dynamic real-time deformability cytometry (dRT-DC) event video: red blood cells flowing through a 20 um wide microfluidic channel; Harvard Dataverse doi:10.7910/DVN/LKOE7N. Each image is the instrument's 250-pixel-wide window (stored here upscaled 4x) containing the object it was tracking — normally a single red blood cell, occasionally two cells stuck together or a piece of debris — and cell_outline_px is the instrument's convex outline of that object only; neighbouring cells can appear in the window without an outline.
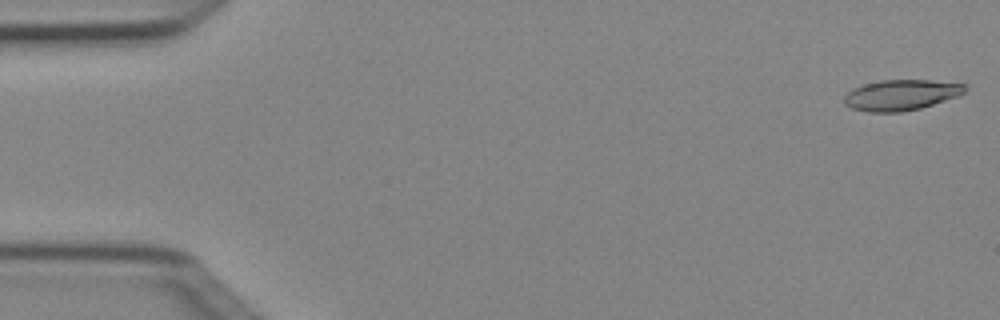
{"species": "Egyptian fruit bat (a non-hibernating species)", "species_latin": "Rousettus aegyptiacus", "temperature_condition": "cold", "stored_images_in_passage": 4, "camera_frame_rate_fps": 3000, "um_per_image_px": 0.085, "animal": {"sex": "female"}, "frame": {"image": 1, "passage_image": 1, "time_ms": 0.0, "image_size_px": [1000, 320], "cell_outline_px": [[968, 84], [964, 92], [960, 96], [920, 108], [900, 112], [868, 112], [852, 108], [844, 104], [844, 96], [852, 88], [864, 84], [880, 80], [928, 80]], "centroid_in_image_um": [76.6, 8.07], "position_along_channel_um": 8.4, "area_um2": 21.68}}
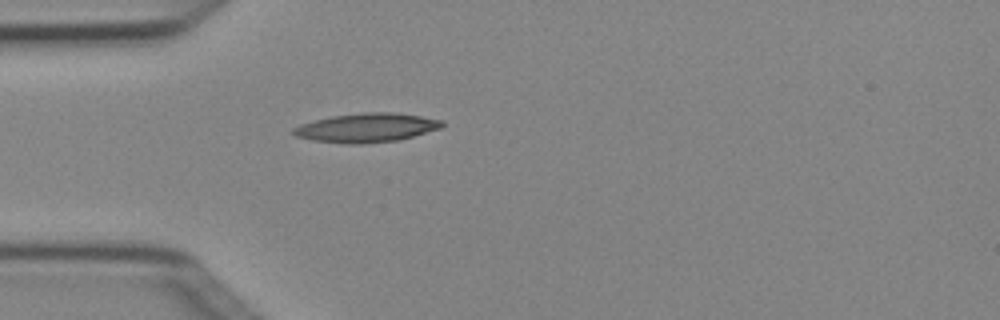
{"frame": {"image": 2, "passage_image": 4, "time_ms": 1.0, "image_size_px": [1000, 320], "cell_outline_px": [[444, 124], [440, 128], [400, 140], [360, 144], [348, 144], [312, 140], [296, 136], [292, 132], [292, 128], [300, 124], [332, 116], [364, 112], [392, 112], [420, 116], [444, 120]], "centroid_in_image_um": [31.16, 10.86], "position_along_channel_um": 53.8, "area_um2": 25.09}}